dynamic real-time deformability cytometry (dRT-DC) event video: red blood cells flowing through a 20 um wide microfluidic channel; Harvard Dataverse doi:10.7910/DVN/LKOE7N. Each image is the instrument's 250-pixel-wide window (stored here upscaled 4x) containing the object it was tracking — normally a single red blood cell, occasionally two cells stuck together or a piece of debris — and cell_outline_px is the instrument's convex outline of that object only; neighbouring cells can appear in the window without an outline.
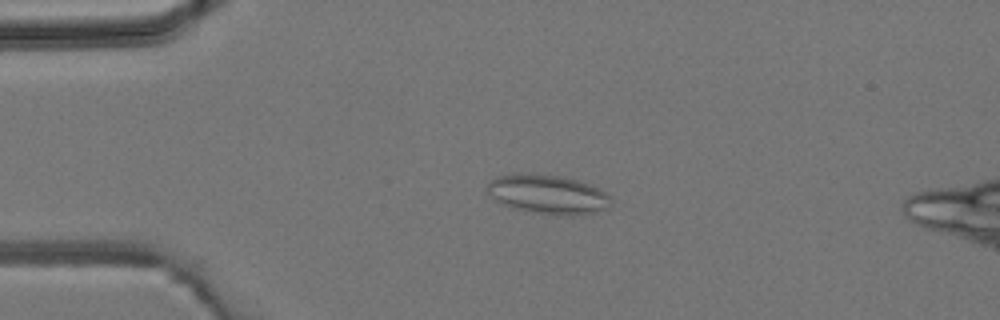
{"species": "common noctule bat (a hibernating species)", "species_latin": "Nyctalus noctula", "temperature_condition": "room temperature", "stored_images_in_passage": 5, "camera_frame_rate_fps": 3000, "um_per_image_px": 0.085, "animal": {"sex": "male", "body_mass_g": 19.2, "forearm_length_mm": 51.8}, "frame": {"image": 1, "passage_image": 3, "time_ms": 2.333, "image_size_px": [1000, 320], "cell_outline_px": [[612, 204], [608, 208], [596, 212], [572, 216], [552, 216], [512, 208], [500, 204], [484, 192], [488, 180], [496, 176], [524, 172], [556, 176], [576, 180], [588, 184], [612, 196]], "centroid_in_image_um": [46.5, 16.54], "position_along_channel_um": 38.5, "area_um2": 28.96}}